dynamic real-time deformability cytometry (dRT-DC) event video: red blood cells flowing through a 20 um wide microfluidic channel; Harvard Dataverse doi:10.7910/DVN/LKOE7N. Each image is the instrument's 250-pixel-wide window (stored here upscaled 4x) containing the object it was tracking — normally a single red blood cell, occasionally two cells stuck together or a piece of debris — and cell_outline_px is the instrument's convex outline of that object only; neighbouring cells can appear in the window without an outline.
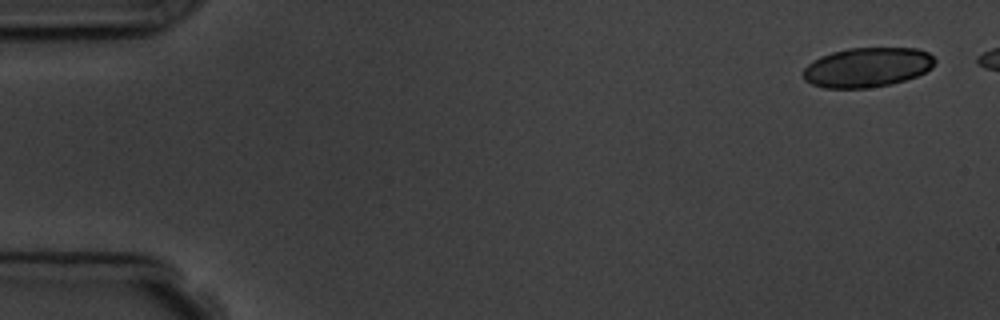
{"species": "common noctule bat (a hibernating species)", "species_latin": "Nyctalus noctula", "temperature_condition": "room temperature", "stored_images_in_passage": 6, "segment_of_instrument_passage": [1, 2], "camera_frame_rate_fps": 3000, "um_per_image_px": 0.085, "animal": {"sex": "male", "body_mass_g": 19.5, "forearm_length_mm": 54.6}, "frame": {"image": 1, "passage_image": 1, "time_ms": 0.0, "image_size_px": [1000, 320], "cell_outline_px": [[936, 60], [932, 68], [916, 76], [904, 80], [888, 84], [864, 88], [824, 88], [812, 84], [804, 80], [804, 68], [812, 60], [820, 56], [832, 52], [848, 48], [916, 48], [928, 52]], "centroid_in_image_um": [73.7, 5.71], "position_along_channel_um": 11.3, "area_um2": 30.29}}